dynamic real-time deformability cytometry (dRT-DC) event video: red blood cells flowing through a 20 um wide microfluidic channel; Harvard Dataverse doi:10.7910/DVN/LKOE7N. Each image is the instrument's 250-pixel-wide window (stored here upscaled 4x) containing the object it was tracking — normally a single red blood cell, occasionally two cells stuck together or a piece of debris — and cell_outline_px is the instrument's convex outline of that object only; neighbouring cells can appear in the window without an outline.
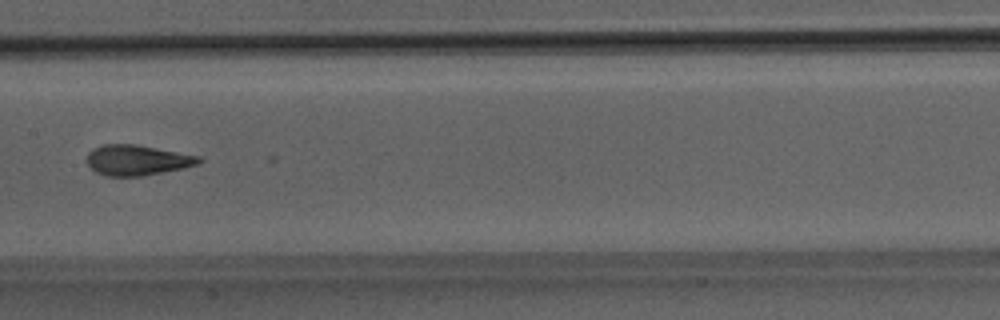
{"species": "Egyptian fruit bat (a non-hibernating species)", "species_latin": "Rousettus aegyptiacus", "temperature_condition": "room temperature", "stored_images_in_passage": 8, "camera_frame_rate_fps": 3000, "um_per_image_px": 0.085, "animal": {"sex": "male"}, "frame": {"image": 1, "passage_image": 7, "time_ms": 2.0, "image_size_px": [1000, 320], "cell_outline_px": [[204, 160], [200, 164], [184, 168], [140, 176], [108, 176], [96, 172], [88, 164], [88, 152], [92, 148], [104, 144], [136, 144], [200, 156]], "centroid_in_image_um": [11.69, 13.6], "position_along_channel_um": 195.7, "area_um2": 19.83}}